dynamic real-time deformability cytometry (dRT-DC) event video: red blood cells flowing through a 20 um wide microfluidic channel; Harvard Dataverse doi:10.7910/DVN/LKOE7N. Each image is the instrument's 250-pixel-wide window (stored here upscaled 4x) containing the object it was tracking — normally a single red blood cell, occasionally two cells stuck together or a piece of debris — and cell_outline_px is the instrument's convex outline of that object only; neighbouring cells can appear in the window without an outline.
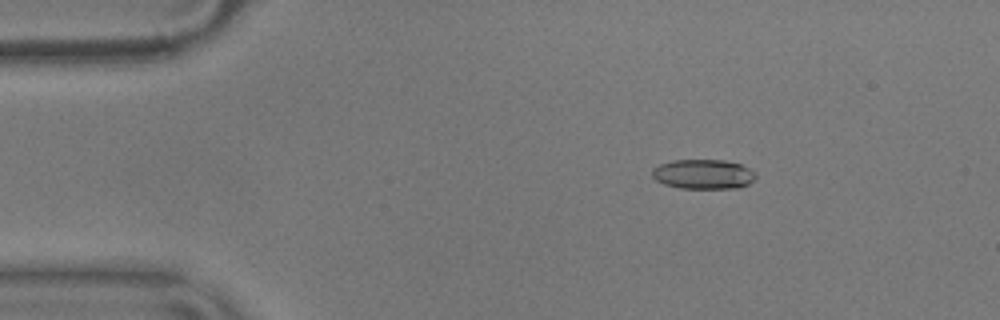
{"species": "common noctule bat (a hibernating species)", "species_latin": "Nyctalus noctula", "temperature_condition": "warm", "stored_images_in_passage": 49, "camera_frame_rate_fps": 3000, "um_per_image_px": 0.085, "animal": {"sex": "male", "body_mass_g": 17.9}, "frame": {"image": 1, "passage_image": 2, "time_ms": 0.333, "image_size_px": [1000, 320], "cell_outline_px": [[756, 176], [748, 184], [736, 188], [680, 188], [664, 184], [656, 180], [652, 176], [652, 168], [660, 164], [672, 160], [724, 160], [740, 164], [756, 172]], "centroid_in_image_um": [59.76, 14.8], "position_along_channel_um": 25.2, "area_um2": 17.86}}
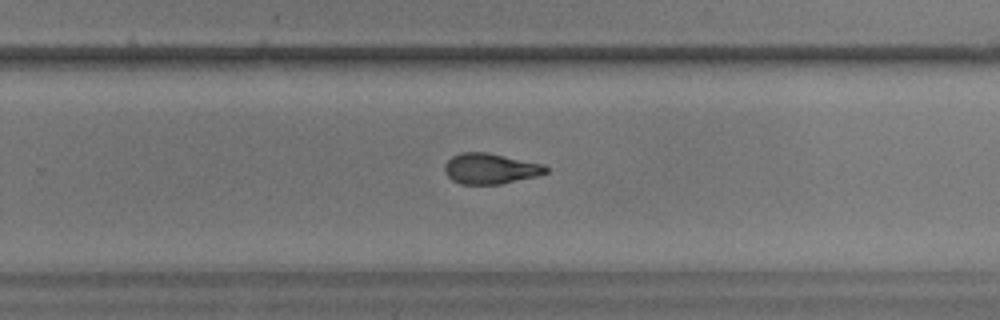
{"frame": {"image": 2, "passage_image": 29, "time_ms": 9.333, "image_size_px": [1000, 320], "cell_outline_px": [[548, 172], [536, 176], [500, 184], [460, 184], [452, 180], [444, 172], [444, 164], [452, 156], [460, 152], [484, 152], [544, 164], [548, 168]], "centroid_in_image_um": [41.65, 14.33], "position_along_channel_um": 288.2, "area_um2": 17.98}}
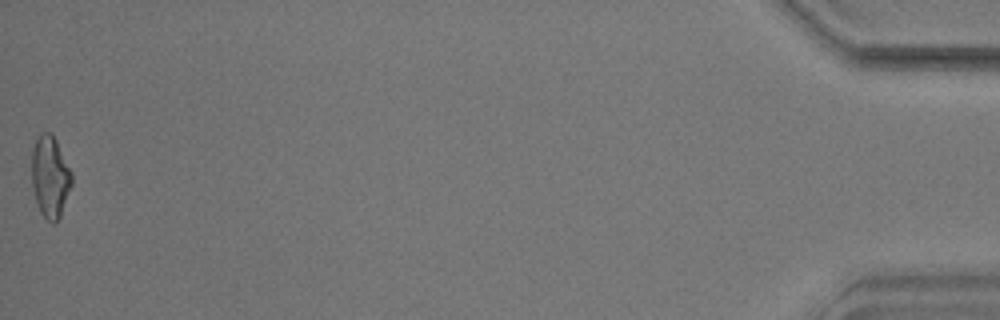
{"frame": {"image": 3, "passage_image": 49, "time_ms": 16.0, "image_size_px": [1000, 320], "cell_outline_px": [[72, 184], [60, 216], [56, 224], [52, 224], [40, 212], [36, 200], [32, 184], [32, 148], [40, 132], [48, 132], [56, 140], [72, 172]], "centroid_in_image_um": [4.26, 15.03], "position_along_channel_um": 430.9, "area_um2": 18.96}, "authors_computed_cell_mechanics": {"area_um2": 18.496, "velocity_mm_per_s": 3.6182, "shape_relaxation_time_tau1_ms": 10.8191, "shape_relaxation_time_tau2_ms": 3.6187, "deformation_change_tau1": 0.2489, "deformation_change_tau2": 0.1201}}